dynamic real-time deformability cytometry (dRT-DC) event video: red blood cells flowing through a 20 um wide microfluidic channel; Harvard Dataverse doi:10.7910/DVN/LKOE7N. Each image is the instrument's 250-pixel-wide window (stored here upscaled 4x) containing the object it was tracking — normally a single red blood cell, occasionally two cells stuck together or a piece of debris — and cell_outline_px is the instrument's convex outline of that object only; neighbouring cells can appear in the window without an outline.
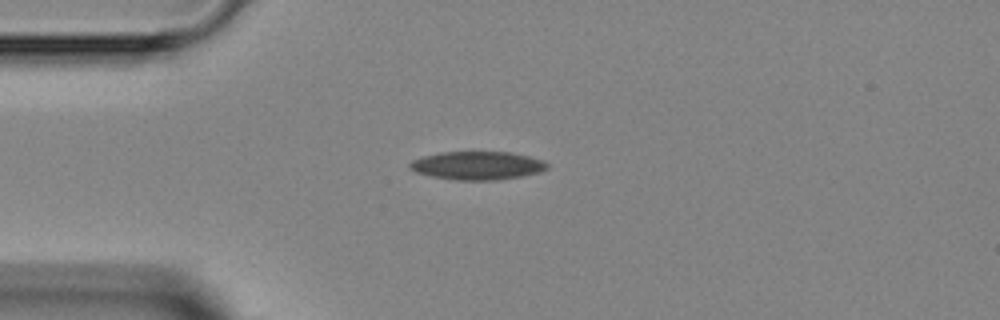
{"species": "Egyptian fruit bat (a non-hibernating species)", "species_latin": "Rousettus aegyptiacus", "temperature_condition": "room temperature", "stored_images_in_passage": 1, "camera_frame_rate_fps": 3000, "um_per_image_px": 0.085, "animal": {"sex": "female"}, "frame": {"image": 1, "passage_image": 1, "time_ms": 0.0, "image_size_px": [1000, 320], "cell_outline_px": [[548, 168], [540, 172], [520, 176], [496, 180], [456, 180], [432, 176], [416, 172], [408, 168], [408, 164], [412, 160], [420, 156], [440, 152], [512, 152], [544, 160], [548, 164]], "centroid_in_image_um": [40.55, 14.06], "position_along_channel_um": 44.4, "area_um2": 22.77}}